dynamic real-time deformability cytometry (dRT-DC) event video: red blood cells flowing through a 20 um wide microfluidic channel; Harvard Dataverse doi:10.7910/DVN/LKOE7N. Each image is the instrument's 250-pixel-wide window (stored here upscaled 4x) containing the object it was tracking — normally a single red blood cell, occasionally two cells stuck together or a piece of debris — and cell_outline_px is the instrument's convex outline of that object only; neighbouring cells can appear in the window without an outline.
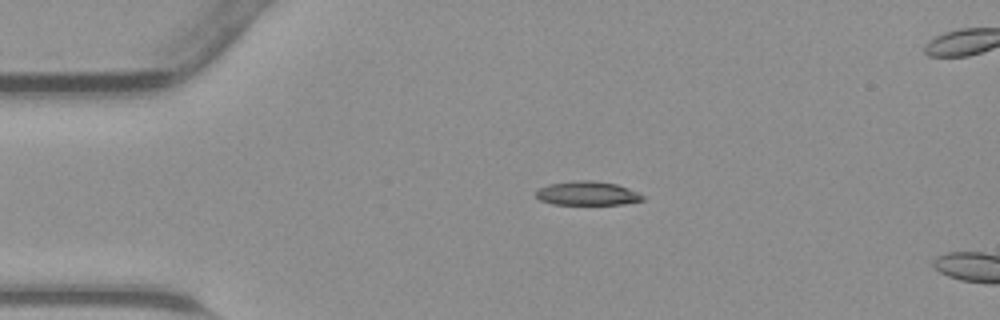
{"species": "common noctule bat (a hibernating species)", "species_latin": "Nyctalus noctula", "temperature_condition": "warm", "stored_images_in_passage": 6, "camera_frame_rate_fps": 3000, "um_per_image_px": 0.085, "animal": {"sex": "male", "body_mass_g": 23.1, "forearm_length_mm": 52.7}, "frame": {"image": 1, "passage_image": 3, "time_ms": 0.667, "image_size_px": [1000, 320], "cell_outline_px": [[644, 200], [624, 204], [552, 204], [540, 200], [536, 196], [536, 192], [540, 188], [548, 184], [580, 180], [592, 180], [616, 184], [628, 188], [644, 196]], "centroid_in_image_um": [49.92, 16.43], "position_along_channel_um": 35.1, "area_um2": 14.74}}